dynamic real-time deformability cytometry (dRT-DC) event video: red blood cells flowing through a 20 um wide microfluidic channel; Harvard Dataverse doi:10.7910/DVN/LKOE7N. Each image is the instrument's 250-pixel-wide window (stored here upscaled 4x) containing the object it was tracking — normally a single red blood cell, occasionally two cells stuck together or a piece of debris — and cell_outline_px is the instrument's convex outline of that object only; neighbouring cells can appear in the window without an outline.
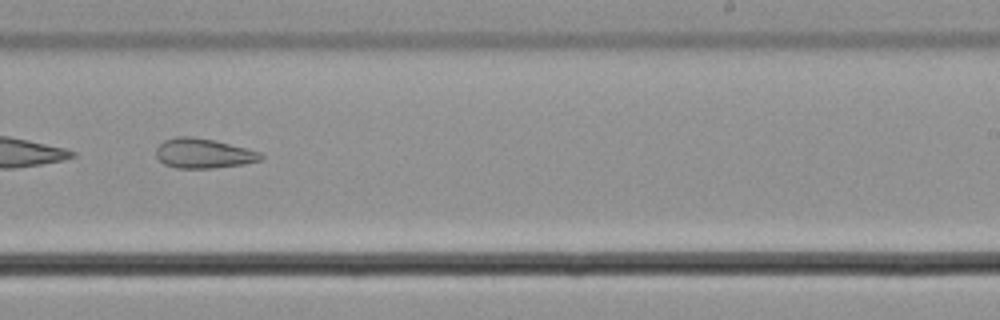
{"species": "common noctule bat (a hibernating species)", "species_latin": "Nyctalus noctula", "temperature_condition": "cold", "stored_images_in_passage": 33, "camera_frame_rate_fps": 3000, "um_per_image_px": 0.085, "animal": {"sex": "male", "body_mass_g": 21.5, "forearm_length_mm": 52.0}, "frame": {"image": 1, "passage_image": 13, "time_ms": 4.0, "image_size_px": [1000, 320], "cell_outline_px": [[264, 156], [260, 160], [244, 164], [212, 168], [176, 168], [164, 164], [156, 156], [156, 148], [164, 140], [176, 136], [188, 136], [216, 140], [260, 152]], "centroid_in_image_um": [17.27, 13.03], "position_along_channel_um": 271.7, "area_um2": 18.15}}
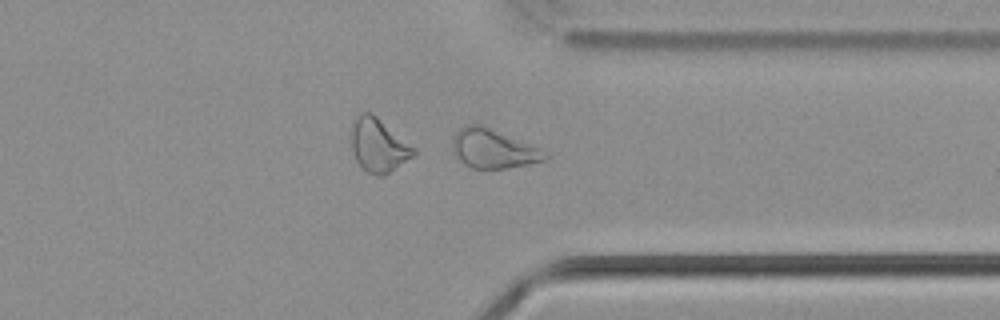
{"frame": {"image": 2, "passage_image": 21, "time_ms": 6.667, "image_size_px": [1000, 320], "cell_outline_px": [[548, 160], [508, 168], [472, 168], [464, 164], [460, 160], [452, 148], [452, 140], [456, 132], [460, 128], [468, 124], [480, 124], [548, 152]], "centroid_in_image_um": [41.93, 12.65], "position_along_channel_um": 369.5, "area_um2": 20.75}}